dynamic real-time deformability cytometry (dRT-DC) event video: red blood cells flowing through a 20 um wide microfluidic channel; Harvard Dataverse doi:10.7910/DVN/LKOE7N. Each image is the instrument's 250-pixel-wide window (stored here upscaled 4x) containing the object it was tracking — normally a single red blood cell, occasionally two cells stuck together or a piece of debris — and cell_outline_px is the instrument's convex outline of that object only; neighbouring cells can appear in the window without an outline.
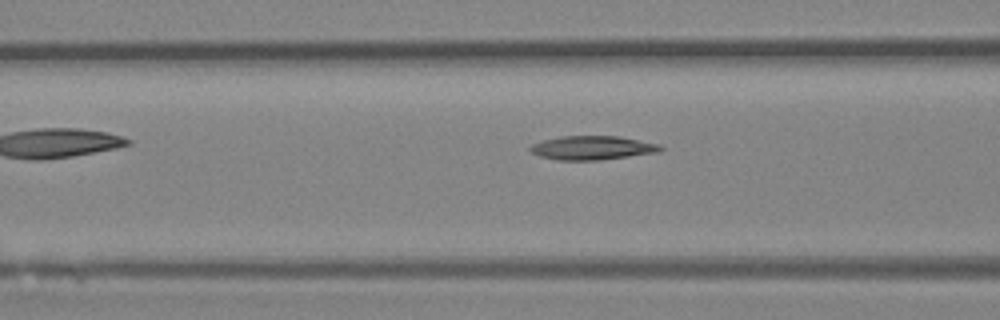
{"species": "Egyptian fruit bat (a non-hibernating species)", "species_latin": "Rousettus aegyptiacus", "temperature_condition": "room temperature", "stored_images_in_passage": 6, "camera_frame_rate_fps": 3000, "um_per_image_px": 0.085, "animal": {"sex": "female"}, "frame": {"image": 1, "passage_image": 4, "time_ms": 1.0, "image_size_px": [1000, 320], "cell_outline_px": [[664, 148], [660, 152], [600, 160], [556, 160], [540, 156], [532, 152], [528, 148], [532, 144], [544, 140], [560, 136], [620, 136], [660, 144]], "centroid_in_image_um": [50.38, 12.56], "position_along_channel_um": 116.2, "area_um2": 18.21}}